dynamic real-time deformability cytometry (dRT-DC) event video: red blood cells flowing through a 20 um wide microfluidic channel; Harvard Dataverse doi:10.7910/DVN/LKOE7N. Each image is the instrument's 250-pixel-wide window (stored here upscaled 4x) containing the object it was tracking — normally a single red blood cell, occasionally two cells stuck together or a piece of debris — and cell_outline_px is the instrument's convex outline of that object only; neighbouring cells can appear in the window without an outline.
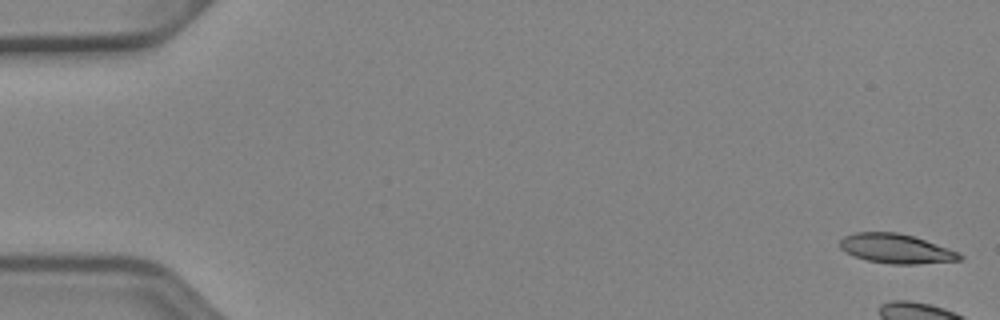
{"species": "Egyptian fruit bat (a non-hibernating species)", "species_latin": "Rousettus aegyptiacus", "temperature_condition": "cold", "stored_images_in_passage": 8, "camera_frame_rate_fps": 3000, "um_per_image_px": 0.085, "animal": {"sex": "female"}, "frame": {"image": 1, "passage_image": 1, "time_ms": 0.0, "image_size_px": [1000, 320], "cell_outline_px": [[964, 256], [960, 260], [916, 264], [892, 264], [868, 260], [856, 256], [840, 248], [840, 240], [844, 236], [856, 232], [896, 232], [912, 236], [960, 252]], "centroid_in_image_um": [76.19, 21.13], "position_along_channel_um": 8.8, "area_um2": 20.23}}